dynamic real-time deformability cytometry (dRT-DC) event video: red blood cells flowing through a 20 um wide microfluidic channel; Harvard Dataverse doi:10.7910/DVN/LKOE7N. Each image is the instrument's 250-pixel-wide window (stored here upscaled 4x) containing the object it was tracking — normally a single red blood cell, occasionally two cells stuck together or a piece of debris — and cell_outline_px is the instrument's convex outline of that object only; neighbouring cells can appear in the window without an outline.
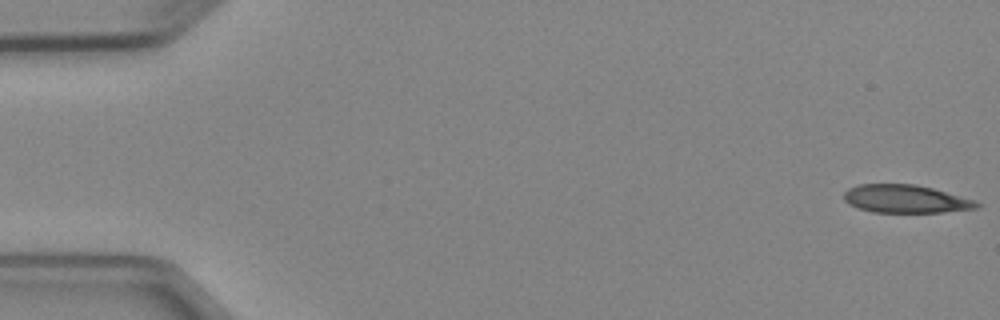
{"species": "Egyptian fruit bat (a non-hibernating species)", "species_latin": "Rousettus aegyptiacus", "temperature_condition": "cold", "stored_images_in_passage": 5, "camera_frame_rate_fps": 3000, "um_per_image_px": 0.085, "animal": {"sex": "female"}, "frame": {"image": 1, "passage_image": 1, "time_ms": 0.0, "image_size_px": [1000, 320], "cell_outline_px": [[980, 208], [940, 212], [872, 212], [856, 208], [848, 204], [844, 200], [844, 192], [848, 188], [860, 184], [916, 184], [932, 188], [976, 200], [980, 204]], "centroid_in_image_um": [76.96, 16.91], "position_along_channel_um": 8.0, "area_um2": 21.79}}
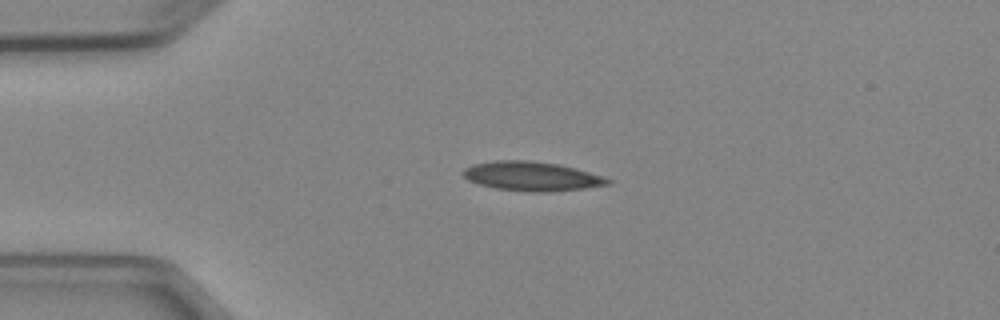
{"frame": {"image": 2, "passage_image": 4, "time_ms": 3.667, "image_size_px": [1000, 320], "cell_outline_px": [[612, 184], [584, 188], [552, 192], [532, 192], [496, 188], [480, 184], [468, 180], [464, 176], [464, 168], [472, 164], [496, 160], [528, 160], [560, 164], [588, 172], [612, 180]], "centroid_in_image_um": [45.2, 14.98], "position_along_channel_um": 39.8, "area_um2": 24.51}}